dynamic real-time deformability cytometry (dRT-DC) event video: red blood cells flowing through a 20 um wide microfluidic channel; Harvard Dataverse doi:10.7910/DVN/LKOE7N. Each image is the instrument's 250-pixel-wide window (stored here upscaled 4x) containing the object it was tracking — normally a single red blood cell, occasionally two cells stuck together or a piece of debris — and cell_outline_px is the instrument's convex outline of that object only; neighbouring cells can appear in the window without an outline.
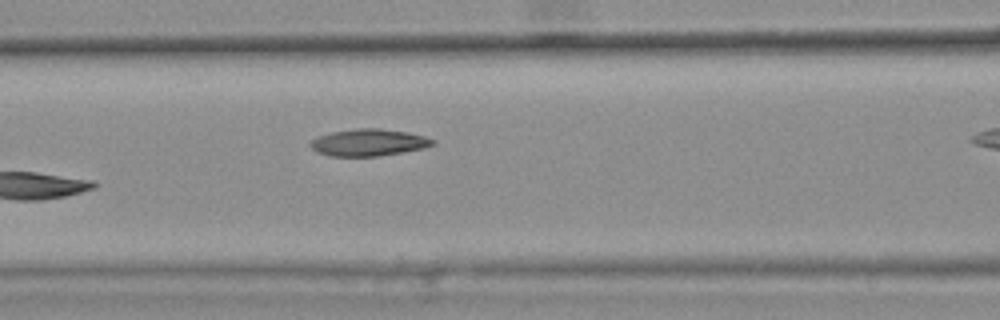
{"species": "common noctule bat (a hibernating species)", "species_latin": "Nyctalus noctula", "temperature_condition": "warm", "stored_images_in_passage": 6, "segment_of_instrument_passage": [1, 2], "camera_frame_rate_fps": 3000, "um_per_image_px": 0.085, "animal": {"sex": "female", "body_mass_g": 25.1}, "frame": {"image": 1, "passage_image": 5, "time_ms": 1.333, "image_size_px": [1000, 320], "cell_outline_px": [[436, 144], [424, 148], [404, 152], [380, 156], [328, 156], [316, 152], [308, 144], [312, 140], [320, 136], [332, 132], [356, 128], [380, 128], [408, 132], [424, 136], [436, 140]], "centroid_in_image_um": [31.36, 12.11], "position_along_channel_um": 135.2, "area_um2": 19.36}}